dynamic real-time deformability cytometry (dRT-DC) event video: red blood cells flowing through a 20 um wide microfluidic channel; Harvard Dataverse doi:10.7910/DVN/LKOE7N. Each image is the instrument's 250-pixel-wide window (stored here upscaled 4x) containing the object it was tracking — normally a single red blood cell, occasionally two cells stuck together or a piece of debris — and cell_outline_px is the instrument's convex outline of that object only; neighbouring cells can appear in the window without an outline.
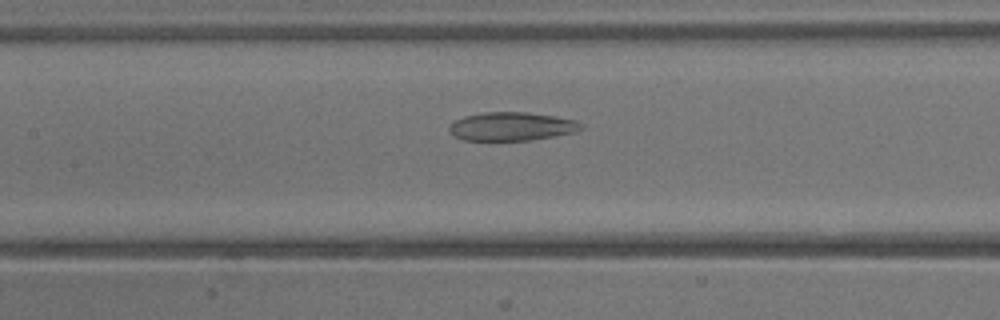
{"species": "common noctule bat (a hibernating species)", "species_latin": "Nyctalus noctula", "temperature_condition": "warm", "stored_images_in_passage": 8, "camera_frame_rate_fps": 3000, "um_per_image_px": 0.085, "animal": {"sex": "male", "body_mass_g": 13.3}, "frame": {"image": 1, "passage_image": 6, "time_ms": 1.667, "image_size_px": [1000, 320], "cell_outline_px": [[584, 128], [576, 132], [532, 140], [464, 140], [452, 136], [448, 128], [456, 120], [464, 116], [484, 112], [528, 112], [556, 116], [576, 120], [584, 124]], "centroid_in_image_um": [43.53, 10.74], "position_along_channel_um": 163.9, "area_um2": 22.08}}